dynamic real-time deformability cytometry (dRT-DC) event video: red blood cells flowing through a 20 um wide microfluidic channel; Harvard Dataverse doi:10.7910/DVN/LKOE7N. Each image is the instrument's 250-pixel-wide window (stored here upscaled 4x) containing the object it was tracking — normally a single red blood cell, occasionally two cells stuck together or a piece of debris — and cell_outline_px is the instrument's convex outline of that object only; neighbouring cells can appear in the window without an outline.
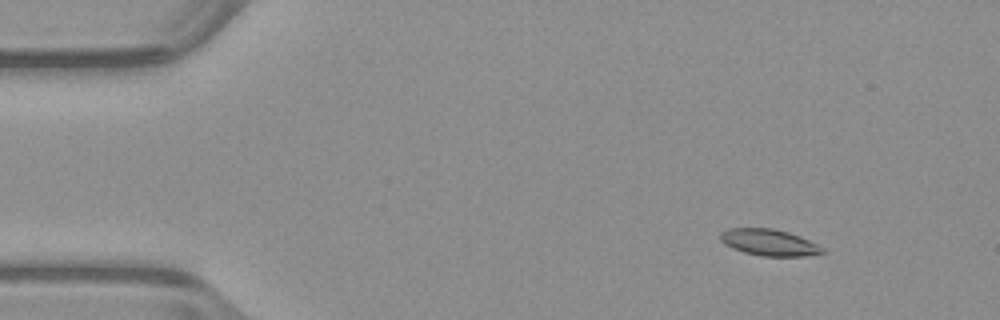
{"species": "common noctule bat (a hibernating species)", "species_latin": "Nyctalus noctula", "temperature_condition": "warm", "stored_images_in_passage": 48, "camera_frame_rate_fps": 3000, "um_per_image_px": 0.085, "animal": {"sex": "male", "body_mass_g": 23.1, "forearm_length_mm": 52.7}, "frame": {"image": 1, "passage_image": 1, "time_ms": 0.0, "image_size_px": [1000, 320], "cell_outline_px": [[828, 252], [804, 256], [760, 256], [744, 252], [732, 248], [724, 244], [720, 240], [720, 232], [728, 228], [772, 228], [788, 232], [800, 236], [824, 248]], "centroid_in_image_um": [65.36, 20.61], "position_along_channel_um": 19.6, "area_um2": 15.84}}
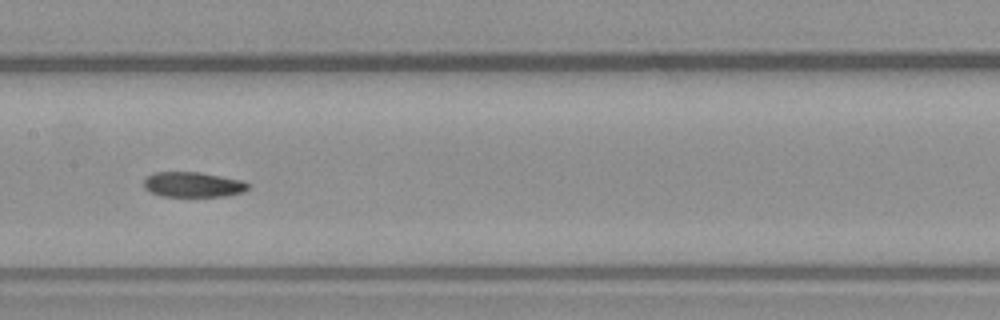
{"frame": {"image": 2, "passage_image": 21, "time_ms": 6.667, "image_size_px": [1000, 320], "cell_outline_px": [[252, 184], [244, 192], [228, 196], [160, 196], [144, 188], [144, 180], [152, 172], [200, 172], [244, 180]], "centroid_in_image_um": [16.46, 15.68], "position_along_channel_um": 190.9, "area_um2": 15.49}}
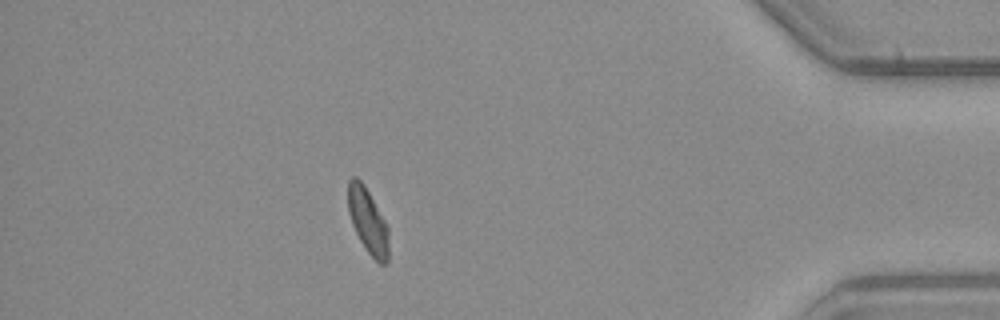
{"frame": {"image": 3, "passage_image": 41, "time_ms": 13.333, "image_size_px": [1000, 320], "cell_outline_px": [[388, 264], [380, 264], [368, 252], [360, 240], [352, 224], [348, 212], [348, 180], [352, 176], [356, 176], [364, 184], [384, 220], [388, 228]], "centroid_in_image_um": [31.26, 18.77], "position_along_channel_um": 403.9, "area_um2": 15.26}}